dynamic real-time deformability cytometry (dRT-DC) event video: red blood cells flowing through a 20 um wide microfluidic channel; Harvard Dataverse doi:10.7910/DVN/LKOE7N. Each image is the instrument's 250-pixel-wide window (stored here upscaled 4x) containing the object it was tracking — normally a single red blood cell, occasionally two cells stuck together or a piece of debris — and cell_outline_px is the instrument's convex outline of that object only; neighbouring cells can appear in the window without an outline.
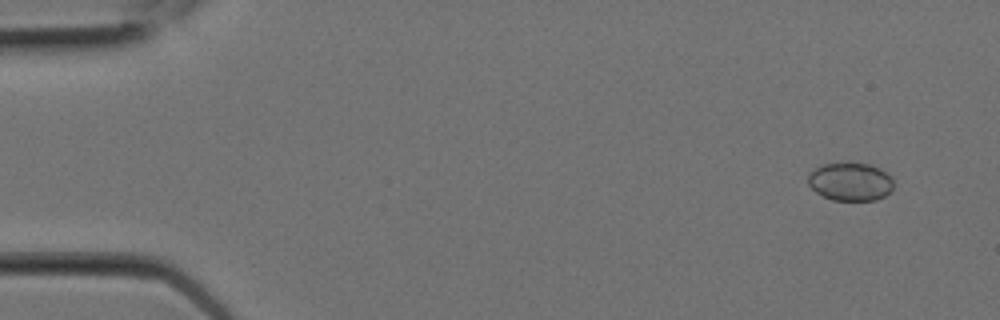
{"species": "Egyptian fruit bat (a non-hibernating species)", "species_latin": "Rousettus aegyptiacus", "temperature_condition": "room temperature", "stored_images_in_passage": 8, "camera_frame_rate_fps": 3000, "um_per_image_px": 0.085, "animal": {"sex": "female"}, "frame": {"image": 1, "passage_image": 1, "time_ms": 0.0, "image_size_px": [1000, 320], "cell_outline_px": [[892, 188], [884, 196], [876, 200], [832, 200], [816, 192], [808, 184], [808, 176], [820, 164], [848, 160], [872, 164], [880, 168], [892, 176]], "centroid_in_image_um": [72.28, 15.39], "position_along_channel_um": 12.7, "area_um2": 19.54}}
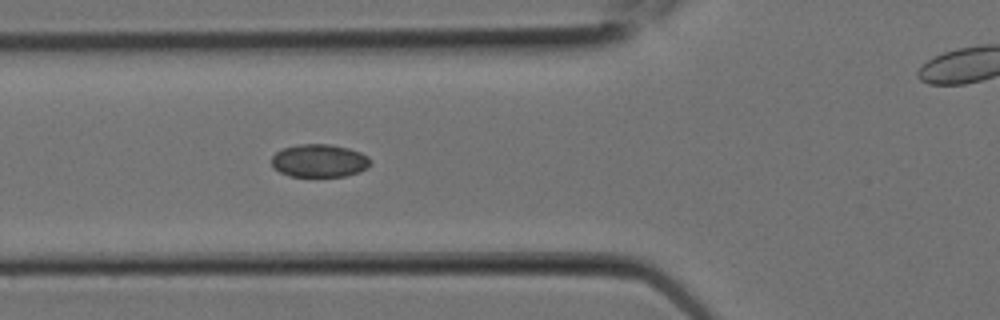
{"frame": {"image": 2, "passage_image": 7, "time_ms": 2.0, "image_size_px": [1000, 320], "cell_outline_px": [[372, 164], [368, 168], [360, 172], [344, 176], [288, 176], [272, 168], [272, 156], [276, 152], [284, 148], [296, 144], [328, 144], [348, 148], [360, 152], [368, 156], [372, 160]], "centroid_in_image_um": [27.16, 13.66], "position_along_channel_um": 98.6, "area_um2": 19.19}}